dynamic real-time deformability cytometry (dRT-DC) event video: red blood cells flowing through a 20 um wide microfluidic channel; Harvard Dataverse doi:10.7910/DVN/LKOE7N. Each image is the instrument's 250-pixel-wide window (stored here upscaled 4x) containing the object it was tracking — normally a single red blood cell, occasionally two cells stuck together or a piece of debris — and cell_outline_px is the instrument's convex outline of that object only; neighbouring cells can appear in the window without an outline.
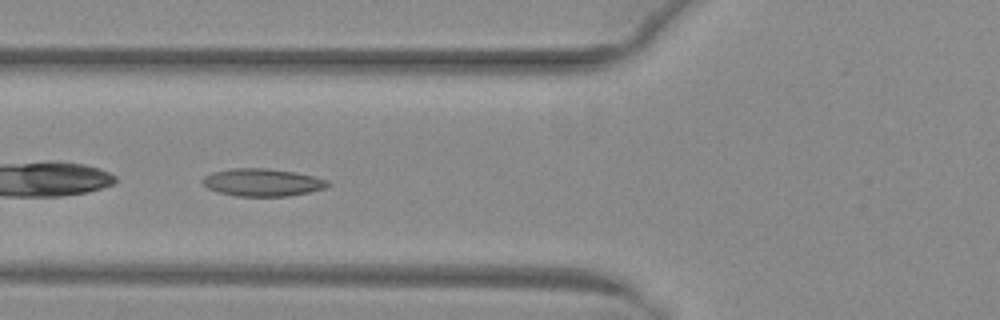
{"species": "common noctule bat (a hibernating species)", "species_latin": "Nyctalus noctula", "temperature_condition": "warm", "stored_images_in_passage": 50, "camera_frame_rate_fps": 3000, "um_per_image_px": 0.085, "animal": {"sex": "female", "body_mass_g": 29.2, "forearm_length_mm": 56.3}, "frame": {"image": 1, "passage_image": 20, "time_ms": 6.333, "image_size_px": [1000, 320], "cell_outline_px": [[332, 184], [324, 188], [308, 192], [288, 196], [236, 196], [220, 192], [208, 188], [200, 180], [204, 176], [212, 172], [232, 168], [268, 168], [296, 172], [328, 180]], "centroid_in_image_um": [22.3, 15.49], "position_along_channel_um": 103.5, "area_um2": 20.11}}
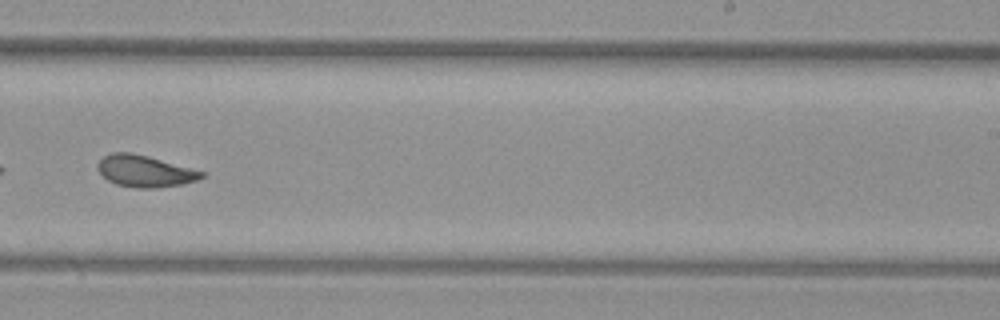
{"frame": {"image": 2, "passage_image": 33, "time_ms": 10.667, "image_size_px": [1000, 320], "cell_outline_px": [[204, 176], [200, 180], [184, 184], [156, 188], [136, 188], [116, 184], [108, 180], [96, 168], [96, 164], [104, 156], [112, 152], [132, 152], [148, 156], [204, 172]], "centroid_in_image_um": [12.3, 14.55], "position_along_channel_um": 276.7, "area_um2": 19.19}}
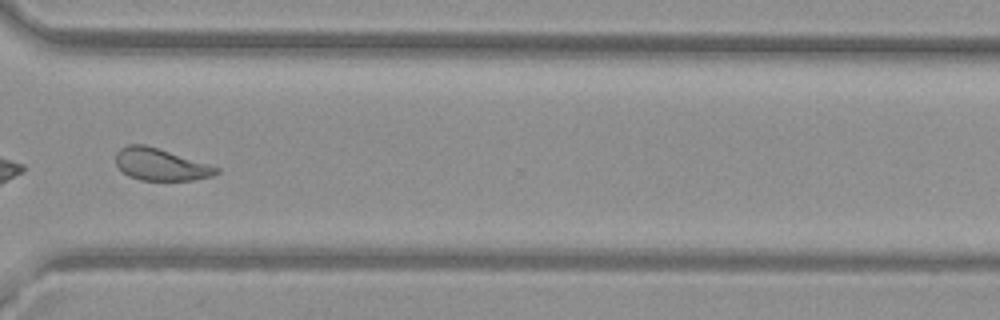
{"frame": {"image": 3, "passage_image": 39, "time_ms": 12.667, "image_size_px": [1000, 320], "cell_outline_px": [[220, 172], [212, 176], [192, 180], [140, 180], [128, 176], [116, 164], [116, 152], [120, 148], [128, 144], [144, 144], [208, 164], [220, 168]], "centroid_in_image_um": [13.63, 13.98], "position_along_channel_um": 357.0, "area_um2": 18.55}, "authors_computed_cell_mechanics": {"area_um2": 20.3167, "velocity_mm_per_s": 3.9978, "shape_relaxation_time_tau1_ms": 8.7996, "shape_relaxation_time_tau2_ms": 1.9551, "deformation_change_tau1": 0.2196, "deformation_change_tau2": 0.0894}}